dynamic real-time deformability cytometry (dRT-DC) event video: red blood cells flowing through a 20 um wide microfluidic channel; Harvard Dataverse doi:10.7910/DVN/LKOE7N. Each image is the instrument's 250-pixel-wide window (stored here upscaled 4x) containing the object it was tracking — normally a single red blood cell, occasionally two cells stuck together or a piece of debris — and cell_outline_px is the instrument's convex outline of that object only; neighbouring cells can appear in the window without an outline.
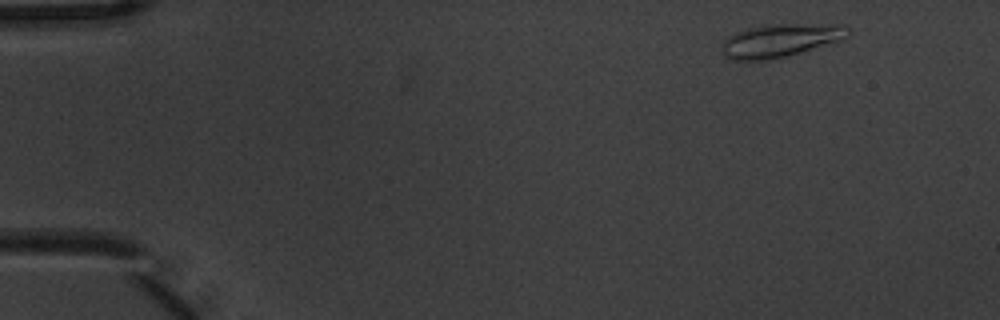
{"species": "common noctule bat (a hibernating species)", "species_latin": "Nyctalus noctula", "temperature_condition": "warm", "stored_images_in_passage": 4, "camera_frame_rate_fps": 3000, "um_per_image_px": 0.085, "animal": {"sex": "male", "body_mass_g": 20.1, "forearm_length_mm": 53.5}, "frame": {"image": 1, "passage_image": 1, "time_ms": 0.0, "image_size_px": [1000, 320], "cell_outline_px": [[852, 36], [844, 40], [800, 52], [768, 60], [728, 60], [724, 56], [720, 44], [728, 36], [736, 32], [748, 28], [780, 24], [844, 24], [852, 32]], "centroid_in_image_um": [66.38, 3.44], "position_along_channel_um": 18.6, "area_um2": 24.62}}
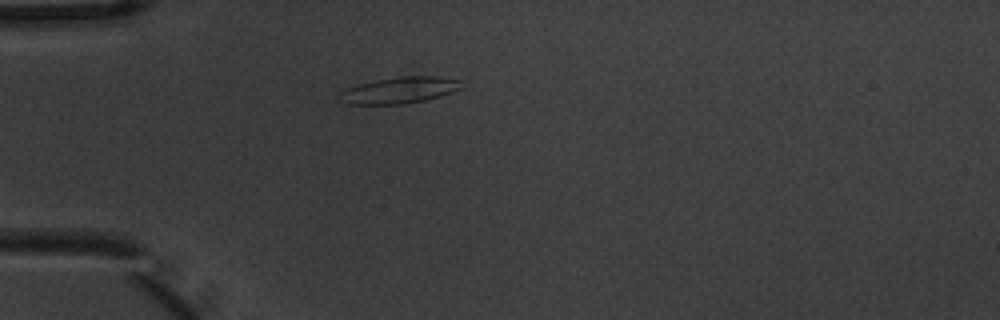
{"frame": {"image": 2, "passage_image": 4, "time_ms": 1.0, "image_size_px": [1000, 320], "cell_outline_px": [[464, 88], [440, 96], [424, 100], [404, 104], [344, 104], [336, 100], [340, 92], [344, 88], [376, 80], [404, 76], [440, 76], [460, 80]], "centroid_in_image_um": [33.92, 7.67], "position_along_channel_um": 51.1, "area_um2": 18.96}}